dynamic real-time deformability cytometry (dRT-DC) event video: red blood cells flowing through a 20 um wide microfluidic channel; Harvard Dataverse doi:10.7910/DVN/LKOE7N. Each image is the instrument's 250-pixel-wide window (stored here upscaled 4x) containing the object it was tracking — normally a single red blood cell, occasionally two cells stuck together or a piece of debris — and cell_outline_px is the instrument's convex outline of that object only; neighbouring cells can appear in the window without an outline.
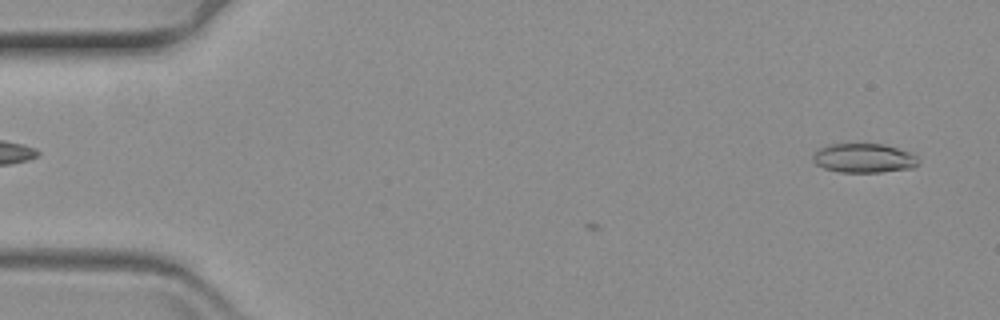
{"species": "common noctule bat (a hibernating species)", "species_latin": "Nyctalus noctula", "temperature_condition": "warm", "stored_images_in_passage": 3, "camera_frame_rate_fps": 3000, "um_per_image_px": 0.085, "animal": {"sex": "female", "body_mass_g": 19.3, "forearm_length_mm": 54.1}, "frame": {"image": 1, "passage_image": 1, "time_ms": 0.0, "image_size_px": [1000, 320], "cell_outline_px": [[916, 164], [912, 168], [880, 172], [840, 172], [824, 168], [816, 164], [812, 156], [820, 148], [832, 144], [884, 144], [908, 152], [916, 156]], "centroid_in_image_um": [73.4, 13.44], "position_along_channel_um": 11.6, "area_um2": 17.57}}